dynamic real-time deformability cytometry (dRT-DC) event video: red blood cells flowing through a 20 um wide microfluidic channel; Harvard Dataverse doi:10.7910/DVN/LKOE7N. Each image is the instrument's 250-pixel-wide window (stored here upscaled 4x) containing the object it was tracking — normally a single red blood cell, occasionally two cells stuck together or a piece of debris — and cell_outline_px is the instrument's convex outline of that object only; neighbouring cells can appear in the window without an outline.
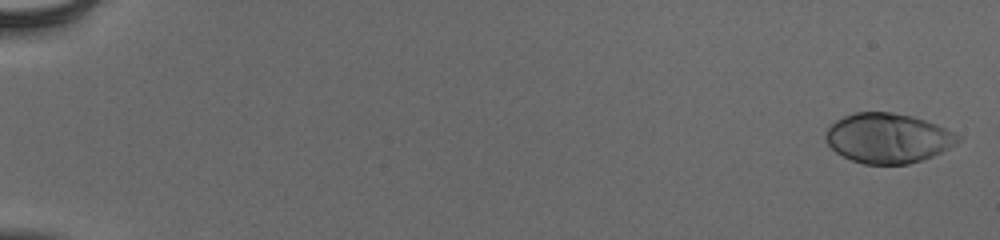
{"species": "human", "species_latin": "Homo sapiens", "temperature_condition": "cold", "stored_images_in_passage": 8, "camera_frame_rate_fps": 3000, "um_per_image_px": 0.085, "donor": {"sex": "male"}, "frame": {"image": 1, "passage_image": 2, "time_ms": 0.333, "image_size_px": [1000, 240], "cell_outline_px": [[960, 140], [956, 144], [932, 156], [908, 164], [864, 164], [852, 160], [836, 152], [824, 140], [824, 132], [836, 120], [844, 116], [856, 112], [892, 112], [912, 116], [936, 124], [960, 136]], "centroid_in_image_um": [75.44, 11.74], "position_along_channel_um": 9.6, "area_um2": 38.15}}